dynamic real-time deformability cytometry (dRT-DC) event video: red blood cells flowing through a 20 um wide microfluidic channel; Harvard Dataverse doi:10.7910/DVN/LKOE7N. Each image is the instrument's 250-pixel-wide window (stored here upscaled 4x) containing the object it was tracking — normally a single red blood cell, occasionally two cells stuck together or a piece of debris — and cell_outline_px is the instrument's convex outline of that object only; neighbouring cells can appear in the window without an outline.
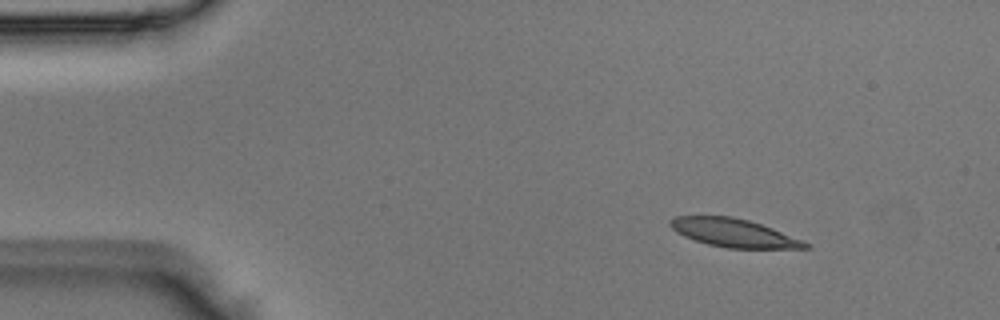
{"species": "Egyptian fruit bat (a non-hibernating species)", "species_latin": "Rousettus aegyptiacus", "temperature_condition": "room temperature", "stored_images_in_passage": 46, "camera_frame_rate_fps": 3000, "um_per_image_px": 0.085, "animal": {"sex": "male"}, "frame": {"image": 1, "passage_image": 2, "time_ms": 0.333, "image_size_px": [1000, 320], "cell_outline_px": [[812, 248], [728, 248], [708, 244], [684, 236], [676, 232], [668, 224], [668, 220], [676, 216], [732, 216], [748, 220], [772, 228], [804, 240], [812, 244]], "centroid_in_image_um": [62.39, 19.79], "position_along_channel_um": 22.6, "area_um2": 22.25}}
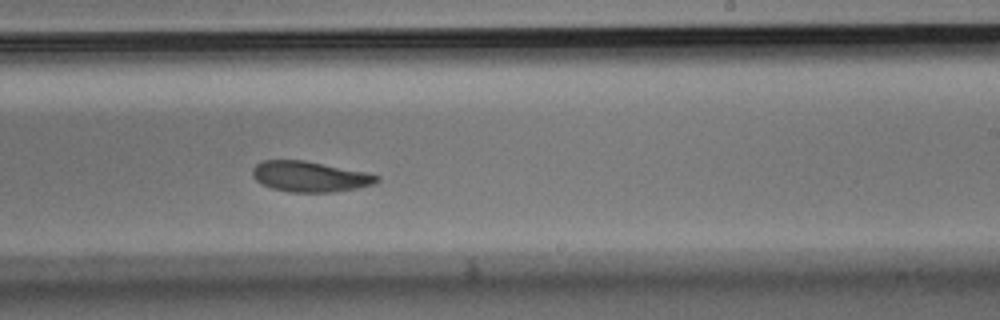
{"frame": {"image": 2, "passage_image": 26, "time_ms": 8.333, "image_size_px": [1000, 320], "cell_outline_px": [[380, 180], [372, 184], [356, 188], [332, 192], [288, 192], [272, 188], [256, 180], [252, 176], [252, 168], [256, 164], [264, 160], [304, 160], [368, 172], [380, 176]], "centroid_in_image_um": [26.34, 15.0], "position_along_channel_um": 262.7, "area_um2": 22.14}}
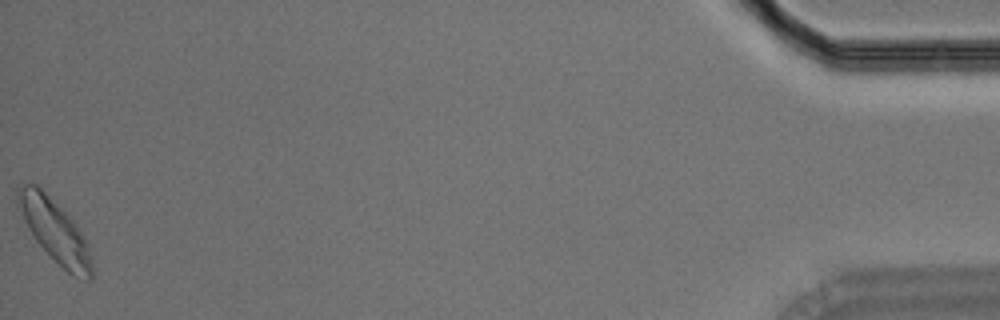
{"frame": {"image": 3, "passage_image": 46, "time_ms": 15.0, "image_size_px": [1000, 320], "cell_outline_px": [[92, 280], [84, 280], [72, 276], [36, 240], [28, 228], [16, 204], [16, 188], [20, 184], [36, 184], [76, 224], [84, 236], [88, 244], [92, 264]], "centroid_in_image_um": [4.66, 19.62], "position_along_channel_um": 430.5, "area_um2": 26.47}}